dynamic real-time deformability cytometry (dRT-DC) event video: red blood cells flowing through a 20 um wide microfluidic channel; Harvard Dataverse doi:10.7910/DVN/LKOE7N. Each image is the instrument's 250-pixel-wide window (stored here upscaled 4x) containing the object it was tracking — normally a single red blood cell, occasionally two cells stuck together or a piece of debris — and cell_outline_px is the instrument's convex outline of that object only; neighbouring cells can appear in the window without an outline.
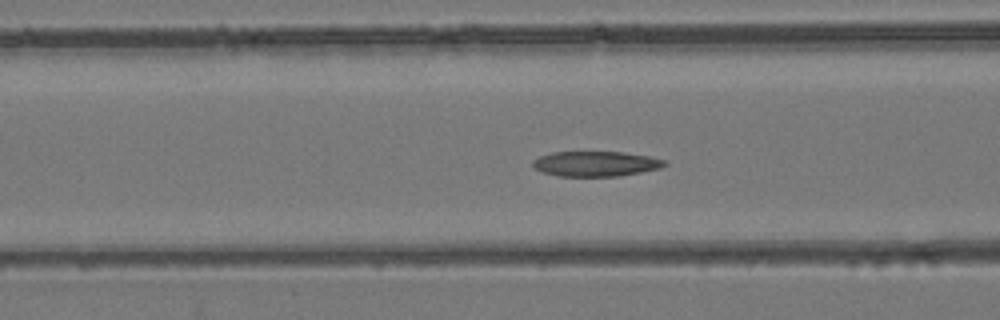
{"species": "common noctule bat (a hibernating species)", "species_latin": "Nyctalus noctula", "temperature_condition": "room temperature", "stored_images_in_passage": 37, "camera_frame_rate_fps": 3000, "um_per_image_px": 0.085, "animal": {"sex": "female", "body_mass_g": 24.6, "forearm_length_mm": 56.2}, "frame": {"image": 1, "passage_image": 18, "time_ms": 5.667, "image_size_px": [1000, 320], "cell_outline_px": [[668, 164], [660, 168], [620, 176], [560, 176], [544, 172], [536, 168], [532, 164], [532, 160], [540, 156], [552, 152], [624, 152], [648, 156], [664, 160]], "centroid_in_image_um": [50.65, 13.92], "position_along_channel_um": 116.0, "area_um2": 19.13}}
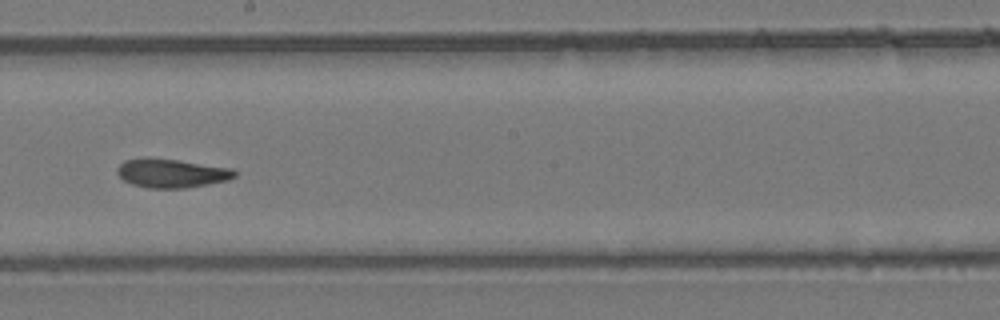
{"frame": {"image": 2, "passage_image": 26, "time_ms": 8.333, "image_size_px": [1000, 320], "cell_outline_px": [[236, 176], [228, 180], [184, 188], [148, 188], [132, 184], [124, 180], [116, 172], [116, 168], [124, 160], [176, 160], [232, 168], [236, 172]], "centroid_in_image_um": [14.61, 14.75], "position_along_channel_um": 233.6, "area_um2": 19.02}}
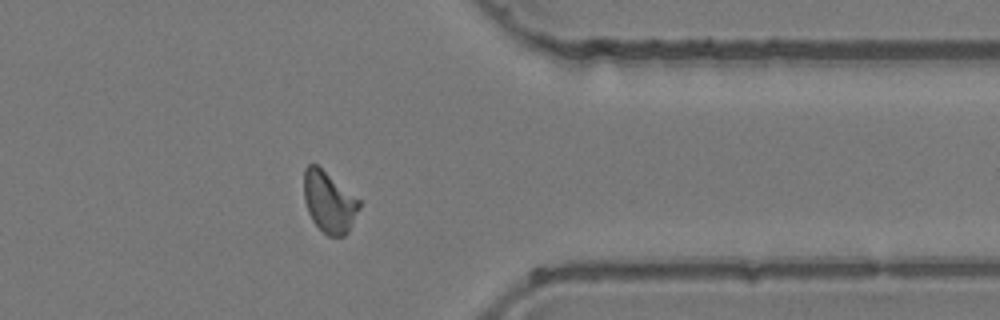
{"frame": {"image": 3, "passage_image": 37, "time_ms": 12.0, "image_size_px": [1000, 320], "cell_outline_px": [[360, 208], [348, 232], [344, 236], [328, 236], [312, 220], [308, 212], [304, 200], [304, 168], [308, 164], [316, 164], [360, 200]], "centroid_in_image_um": [27.96, 17.17], "position_along_channel_um": 383.4, "area_um2": 19.54}}